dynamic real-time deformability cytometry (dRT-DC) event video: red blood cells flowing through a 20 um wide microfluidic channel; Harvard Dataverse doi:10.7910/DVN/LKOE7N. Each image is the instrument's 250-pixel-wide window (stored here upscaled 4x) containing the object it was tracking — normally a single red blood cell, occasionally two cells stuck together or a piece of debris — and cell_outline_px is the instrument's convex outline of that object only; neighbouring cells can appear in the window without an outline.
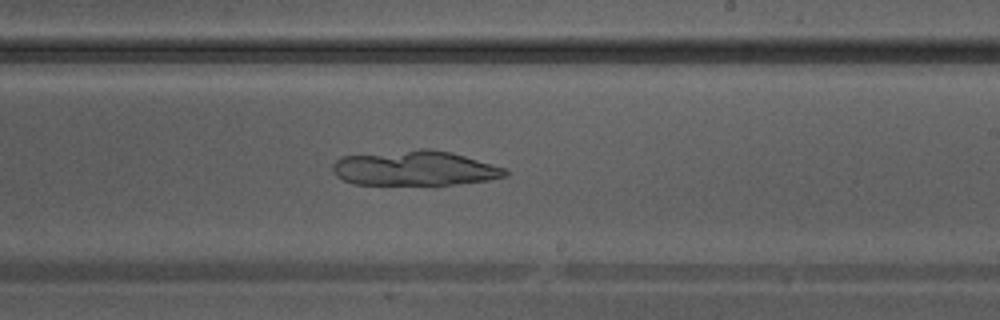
{"species": "Egyptian fruit bat (a non-hibernating species)", "species_latin": "Rousettus aegyptiacus", "temperature_condition": "warm", "stored_images_in_passage": 20, "camera_frame_rate_fps": 3000, "um_per_image_px": 0.085, "animal": {"sex": "male"}, "frame": {"image": 1, "passage_image": 15, "time_ms": 4.667, "image_size_px": [1000, 320], "cell_outline_px": [[508, 176], [488, 180], [452, 184], [352, 184], [336, 176], [332, 172], [332, 164], [340, 156], [420, 148], [432, 148], [452, 152], [504, 168], [508, 172]], "centroid_in_image_um": [35.21, 14.28], "position_along_channel_um": 253.8, "area_um2": 35.2}}